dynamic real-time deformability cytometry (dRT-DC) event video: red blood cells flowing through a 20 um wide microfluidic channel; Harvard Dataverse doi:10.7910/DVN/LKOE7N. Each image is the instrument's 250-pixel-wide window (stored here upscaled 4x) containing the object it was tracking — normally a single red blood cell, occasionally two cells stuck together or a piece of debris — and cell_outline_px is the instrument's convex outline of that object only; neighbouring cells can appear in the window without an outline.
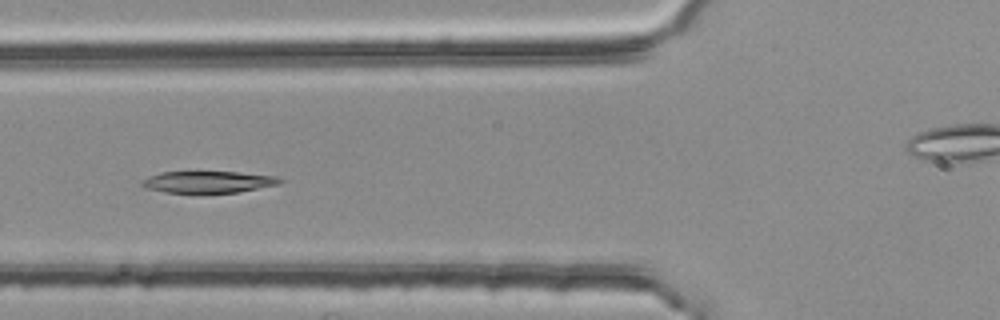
{"species": "common noctule bat (a hibernating species)", "species_latin": "Nyctalus noctula", "temperature_condition": "room temperature", "stored_images_in_passage": 6, "camera_frame_rate_fps": 3000, "um_per_image_px": 0.085, "animal": {"sex": "female", "body_mass_g": 25.1}, "frame": {"image": 1, "passage_image": 4, "time_ms": 1.0, "image_size_px": [1000, 320], "cell_outline_px": [[284, 180], [280, 184], [236, 192], [164, 192], [148, 188], [140, 184], [144, 180], [160, 172], [240, 172], [276, 176]], "centroid_in_image_um": [17.76, 15.45], "position_along_channel_um": 108.0, "area_um2": 17.05}}